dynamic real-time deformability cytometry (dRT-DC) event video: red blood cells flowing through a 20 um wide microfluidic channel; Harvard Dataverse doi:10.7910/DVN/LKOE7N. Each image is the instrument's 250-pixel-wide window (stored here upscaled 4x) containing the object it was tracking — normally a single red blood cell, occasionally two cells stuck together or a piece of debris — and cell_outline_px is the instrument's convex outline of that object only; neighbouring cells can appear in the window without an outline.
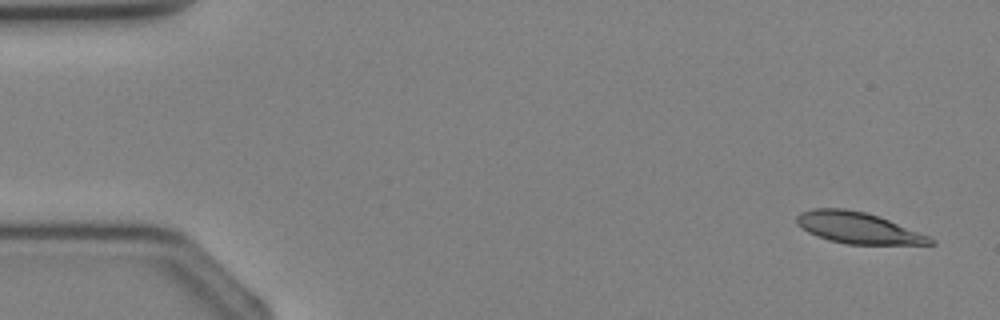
{"species": "Egyptian fruit bat (a non-hibernating species)", "species_latin": "Rousettus aegyptiacus", "temperature_condition": "cold", "stored_images_in_passage": 4, "segment_of_instrument_passage": [2, 2], "camera_frame_rate_fps": 3000, "um_per_image_px": 0.085, "animal": {"sex": "female"}, "frame": {"image": 1, "passage_image": 4, "time_ms": 3.667, "image_size_px": [1000, 320], "cell_outline_px": [[936, 244], [848, 244], [828, 240], [808, 232], [796, 224], [796, 216], [800, 212], [812, 208], [844, 208], [864, 212], [888, 220], [928, 236], [936, 240]], "centroid_in_image_um": [72.87, 19.36], "position_along_channel_um": 12.1, "area_um2": 24.04}}